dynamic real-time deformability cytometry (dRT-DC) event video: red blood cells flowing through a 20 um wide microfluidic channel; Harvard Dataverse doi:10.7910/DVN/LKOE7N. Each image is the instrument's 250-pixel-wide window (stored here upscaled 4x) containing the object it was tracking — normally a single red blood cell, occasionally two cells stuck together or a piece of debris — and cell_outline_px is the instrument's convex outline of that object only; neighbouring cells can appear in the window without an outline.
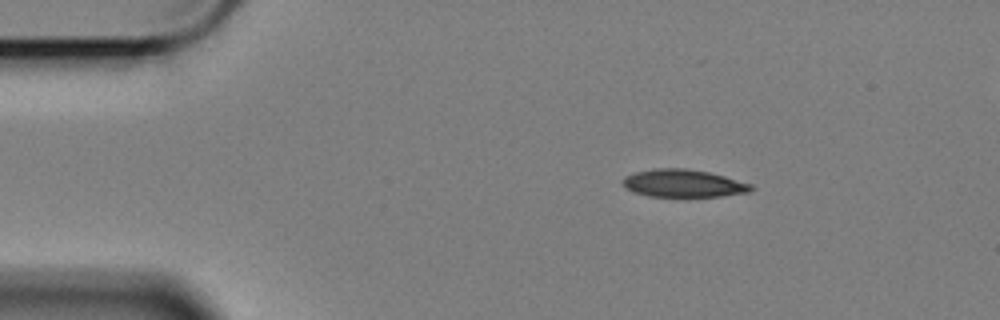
{"species": "Egyptian fruit bat (a non-hibernating species)", "species_latin": "Rousettus aegyptiacus", "temperature_condition": "cold", "stored_images_in_passage": 42, "camera_frame_rate_fps": 3000, "um_per_image_px": 0.085, "animal": {"sex": "female"}, "frame": {"image": 1, "passage_image": 1, "time_ms": 0.0, "image_size_px": [1000, 320], "cell_outline_px": [[756, 188], [748, 192], [720, 196], [648, 196], [632, 192], [620, 180], [624, 176], [636, 172], [656, 168], [684, 168], [708, 172], [724, 176], [752, 184]], "centroid_in_image_um": [58.08, 15.58], "position_along_channel_um": 26.9, "area_um2": 20.58}}
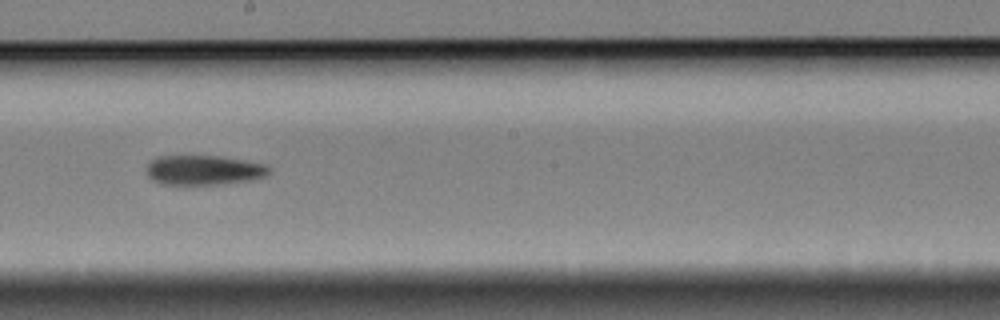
{"frame": {"image": 2, "passage_image": 24, "time_ms": 7.667, "image_size_px": [1000, 320], "cell_outline_px": [[272, 168], [264, 176], [248, 180], [220, 184], [160, 184], [152, 180], [148, 176], [148, 164], [156, 156], [220, 156], [244, 160], [264, 164]], "centroid_in_image_um": [17.3, 14.45], "position_along_channel_um": 230.9, "area_um2": 20.98}}
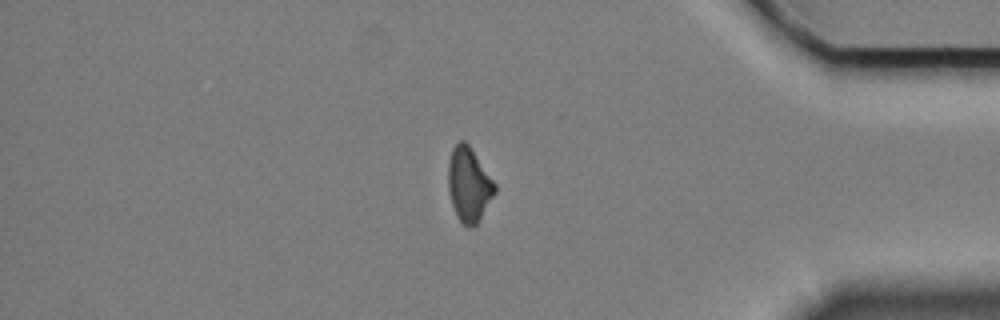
{"frame": {"image": 3, "passage_image": 41, "time_ms": 13.333, "image_size_px": [1000, 320], "cell_outline_px": [[496, 192], [476, 224], [472, 228], [468, 228], [456, 216], [452, 204], [448, 188], [448, 164], [452, 148], [460, 140], [464, 140], [468, 144], [496, 184]], "centroid_in_image_um": [39.84, 15.69], "position_along_channel_um": 395.4, "area_um2": 20.0}}